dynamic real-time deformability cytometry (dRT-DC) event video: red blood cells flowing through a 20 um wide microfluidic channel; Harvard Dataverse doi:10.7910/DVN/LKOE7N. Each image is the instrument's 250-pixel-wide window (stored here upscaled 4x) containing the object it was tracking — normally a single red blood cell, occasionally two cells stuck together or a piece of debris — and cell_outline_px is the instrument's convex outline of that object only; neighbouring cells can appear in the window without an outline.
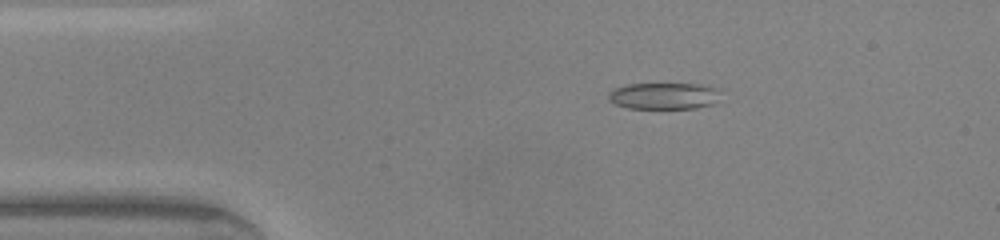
{"species": "common noctule bat (a hibernating species)", "species_latin": "Nyctalus noctula", "temperature_condition": "warm", "stored_images_in_passage": 39, "camera_frame_rate_fps": 3000, "um_per_image_px": 0.085, "animal": {"sex": "male", "body_mass_g": 20.0, "forearm_length_mm": 53.3}, "frame": {"image": 1, "passage_image": 1, "time_ms": 0.0, "image_size_px": [1000, 240], "cell_outline_px": [[720, 88], [716, 104], [696, 108], [628, 108], [616, 104], [608, 100], [608, 92], [616, 88], [628, 84], [704, 84]], "centroid_in_image_um": [56.48, 8.15], "position_along_channel_um": 28.5, "area_um2": 17.51}}
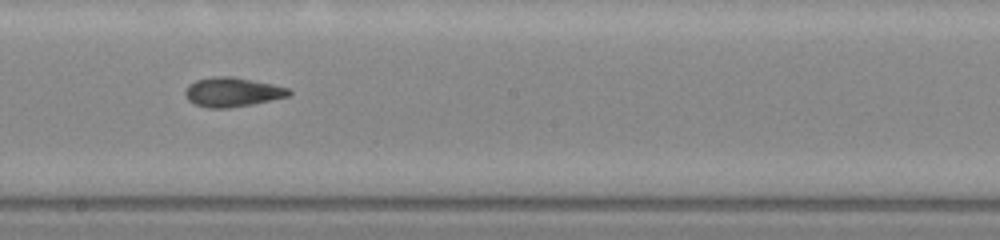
{"frame": {"image": 2, "passage_image": 18, "time_ms": 5.667, "image_size_px": [1000, 240], "cell_outline_px": [[292, 92], [288, 96], [252, 104], [228, 108], [208, 108], [196, 104], [188, 100], [184, 92], [188, 84], [196, 80], [216, 76], [232, 76], [272, 84], [288, 88]], "centroid_in_image_um": [19.72, 7.82], "position_along_channel_um": 228.5, "area_um2": 17.57}}
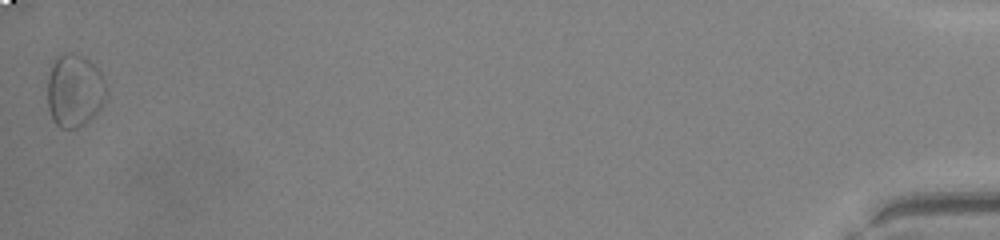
{"frame": {"image": 3, "passage_image": 39, "time_ms": 12.667, "image_size_px": [1000, 240], "cell_outline_px": [[108, 92], [100, 108], [84, 124], [76, 128], [60, 128], [56, 124], [48, 108], [48, 76], [52, 60], [64, 52], [68, 52], [84, 56], [100, 72], [108, 88]], "centroid_in_image_um": [6.33, 7.67], "position_along_channel_um": 428.9, "area_um2": 25.03}, "authors_computed_cell_mechanics": {"area_um2": 17.4556, "velocity_mm_per_s": 4.334, "shape_relaxation_time_tau1_ms": 8.8504, "shape_relaxation_time_tau2_ms": 4.5803, "deformation_change_tau1": 0.1853, "deformation_change_tau2": 0.1433}}